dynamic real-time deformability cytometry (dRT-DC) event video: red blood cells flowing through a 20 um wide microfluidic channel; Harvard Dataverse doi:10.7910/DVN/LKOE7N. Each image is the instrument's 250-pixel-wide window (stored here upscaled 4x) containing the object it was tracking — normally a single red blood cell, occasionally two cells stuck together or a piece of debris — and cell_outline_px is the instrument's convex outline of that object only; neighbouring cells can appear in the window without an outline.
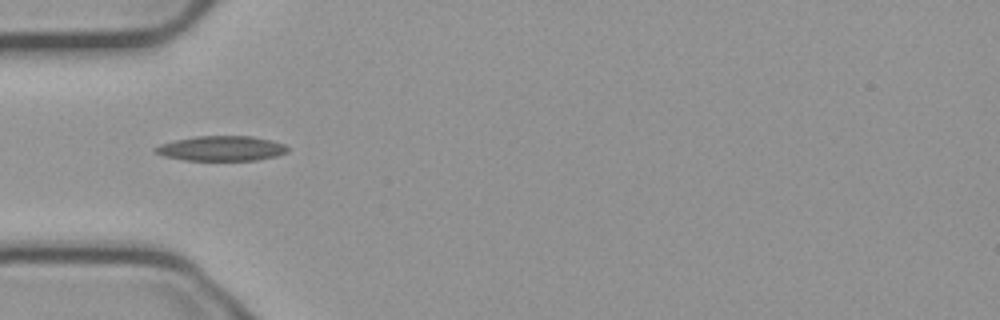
{"species": "common noctule bat (a hibernating species)", "species_latin": "Nyctalus noctula", "temperature_condition": "cold", "stored_images_in_passage": 5, "camera_frame_rate_fps": 3000, "um_per_image_px": 0.085, "animal": {"sex": "male", "body_mass_g": 23.1, "forearm_length_mm": 52.7}, "frame": {"image": 1, "passage_image": 3, "time_ms": 0.667, "image_size_px": [1000, 320], "cell_outline_px": [[288, 152], [276, 156], [256, 160], [184, 160], [164, 156], [156, 152], [152, 148], [160, 144], [176, 140], [196, 136], [252, 136], [272, 140], [284, 144], [288, 148]], "centroid_in_image_um": [18.83, 12.61], "position_along_channel_um": 66.2, "area_um2": 19.19}}